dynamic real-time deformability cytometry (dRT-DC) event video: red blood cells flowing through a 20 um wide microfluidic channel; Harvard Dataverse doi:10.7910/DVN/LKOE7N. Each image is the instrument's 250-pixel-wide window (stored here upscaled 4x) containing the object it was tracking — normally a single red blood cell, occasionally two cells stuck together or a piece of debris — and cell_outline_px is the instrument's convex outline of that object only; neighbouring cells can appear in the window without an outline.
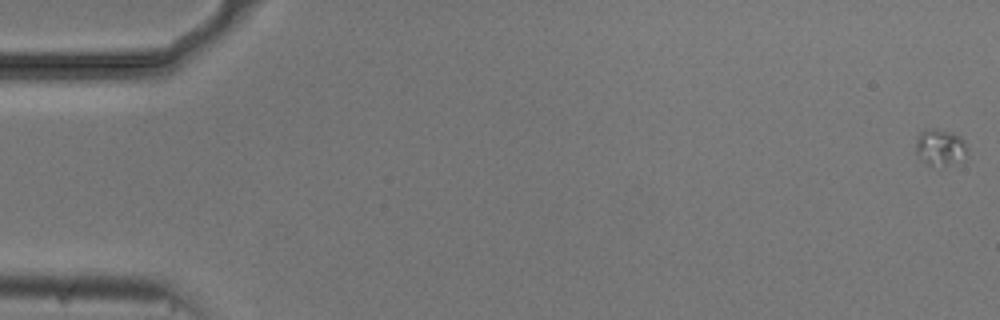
{"species": "common noctule bat (a hibernating species)", "species_latin": "Nyctalus noctula", "temperature_condition": "cold", "stored_images_in_passage": 11, "camera_frame_rate_fps": 3000, "um_per_image_px": 0.085, "animal": {"sex": "male", "body_mass_g": 20.5, "forearm_length_mm": 52.5}, "frame": {"image": 1, "passage_image": 1, "time_ms": 0.0, "image_size_px": [1000, 320], "cell_outline_px": [[964, 152], [944, 168], [928, 164], [916, 152], [916, 136], [920, 132], [928, 128], [932, 128], [952, 132], [960, 136], [964, 140]], "centroid_in_image_um": [79.82, 12.47], "position_along_channel_um": 5.2, "area_um2": 10.4}}